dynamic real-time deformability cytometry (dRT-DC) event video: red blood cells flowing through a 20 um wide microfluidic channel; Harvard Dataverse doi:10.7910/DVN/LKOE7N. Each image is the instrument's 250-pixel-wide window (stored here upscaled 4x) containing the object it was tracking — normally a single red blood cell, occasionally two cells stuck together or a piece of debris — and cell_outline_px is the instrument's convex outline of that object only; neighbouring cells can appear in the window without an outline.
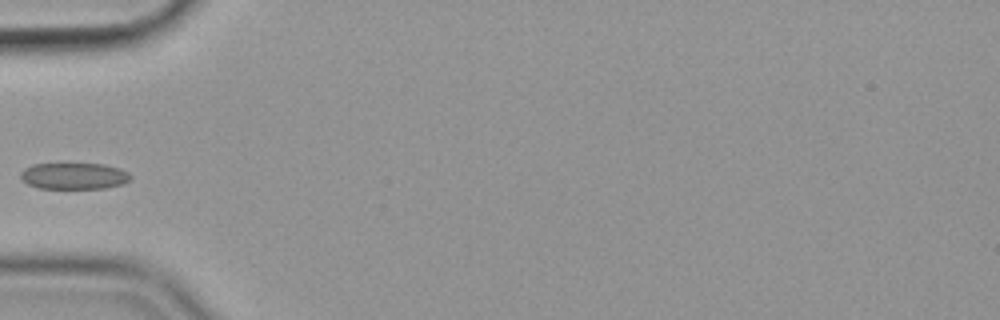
{"species": "common noctule bat (a hibernating species)", "species_latin": "Nyctalus noctula", "temperature_condition": "cold", "stored_images_in_passage": 28, "camera_frame_rate_fps": 3000, "um_per_image_px": 0.085, "animal": {"sex": "female", "body_mass_g": 19.9}, "frame": {"image": 1, "passage_image": 1, "time_ms": 0.0, "image_size_px": [1000, 320], "cell_outline_px": [[132, 176], [128, 180], [120, 184], [104, 188], [40, 188], [28, 184], [20, 176], [20, 172], [24, 168], [32, 164], [104, 164], [120, 168], [128, 172]], "centroid_in_image_um": [6.28, 14.95], "position_along_channel_um": 78.7, "area_um2": 16.76}}
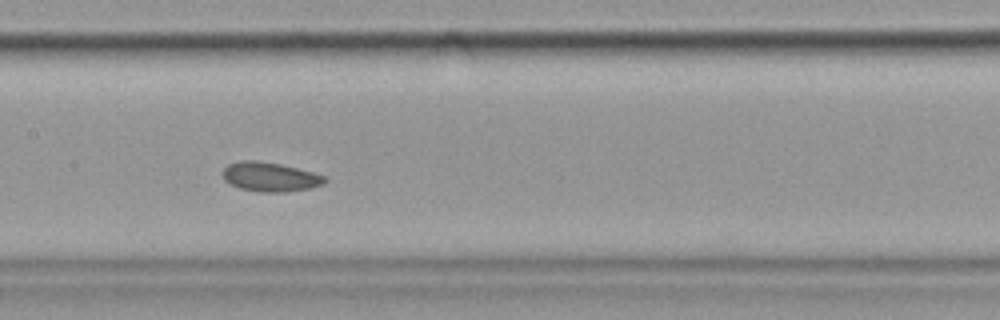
{"frame": {"image": 2, "passage_image": 10, "time_ms": 3.0, "image_size_px": [1000, 320], "cell_outline_px": [[328, 180], [324, 184], [312, 188], [284, 192], [260, 192], [240, 188], [224, 180], [220, 172], [228, 164], [240, 160], [256, 160], [280, 164], [312, 172], [324, 176]], "centroid_in_image_um": [22.94, 15.03], "position_along_channel_um": 184.5, "area_um2": 17.51}}
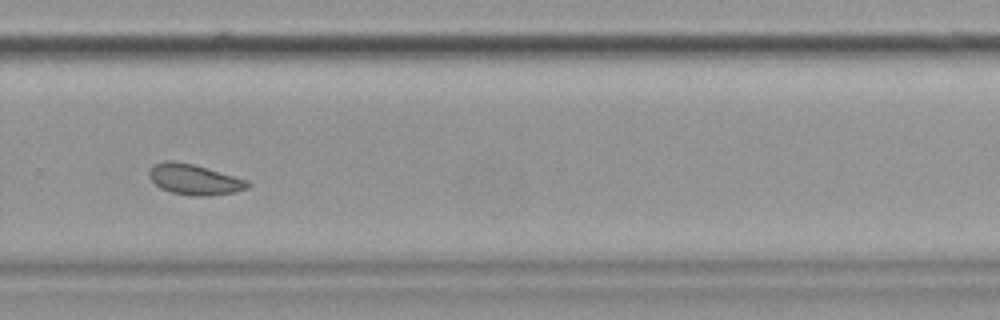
{"frame": {"image": 3, "passage_image": 21, "time_ms": 6.667, "image_size_px": [1000, 320], "cell_outline_px": [[252, 184], [248, 188], [232, 192], [208, 196], [192, 196], [172, 192], [160, 188], [148, 176], [148, 172], [152, 164], [168, 160], [172, 160], [192, 164], [248, 180]], "centroid_in_image_um": [16.5, 15.25], "position_along_channel_um": 313.3, "area_um2": 17.46}}